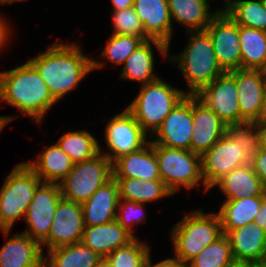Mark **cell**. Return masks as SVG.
Listing matches in <instances>:
<instances>
[{
  "label": "cell",
  "mask_w": 266,
  "mask_h": 267,
  "mask_svg": "<svg viewBox=\"0 0 266 267\" xmlns=\"http://www.w3.org/2000/svg\"><path fill=\"white\" fill-rule=\"evenodd\" d=\"M58 40L41 54L27 60L47 84L49 93L57 102L76 89L87 74L106 65L104 60L85 55L79 44Z\"/></svg>",
  "instance_id": "cell-1"
},
{
  "label": "cell",
  "mask_w": 266,
  "mask_h": 267,
  "mask_svg": "<svg viewBox=\"0 0 266 267\" xmlns=\"http://www.w3.org/2000/svg\"><path fill=\"white\" fill-rule=\"evenodd\" d=\"M0 101L11 105L41 125L45 115L58 103L47 84L27 61L14 69L0 71Z\"/></svg>",
  "instance_id": "cell-2"
},
{
  "label": "cell",
  "mask_w": 266,
  "mask_h": 267,
  "mask_svg": "<svg viewBox=\"0 0 266 267\" xmlns=\"http://www.w3.org/2000/svg\"><path fill=\"white\" fill-rule=\"evenodd\" d=\"M189 39L182 52L168 55L167 62L177 66L187 86V95H196L205 86L225 73L219 65L209 34L204 31L186 32Z\"/></svg>",
  "instance_id": "cell-3"
},
{
  "label": "cell",
  "mask_w": 266,
  "mask_h": 267,
  "mask_svg": "<svg viewBox=\"0 0 266 267\" xmlns=\"http://www.w3.org/2000/svg\"><path fill=\"white\" fill-rule=\"evenodd\" d=\"M169 232L174 247L173 257L185 265L223 235L218 213H205L200 208L186 213Z\"/></svg>",
  "instance_id": "cell-4"
},
{
  "label": "cell",
  "mask_w": 266,
  "mask_h": 267,
  "mask_svg": "<svg viewBox=\"0 0 266 267\" xmlns=\"http://www.w3.org/2000/svg\"><path fill=\"white\" fill-rule=\"evenodd\" d=\"M135 99L126 109L133 115L143 131L152 136L171 110L187 95L162 78L140 85Z\"/></svg>",
  "instance_id": "cell-5"
},
{
  "label": "cell",
  "mask_w": 266,
  "mask_h": 267,
  "mask_svg": "<svg viewBox=\"0 0 266 267\" xmlns=\"http://www.w3.org/2000/svg\"><path fill=\"white\" fill-rule=\"evenodd\" d=\"M41 183V179L25 161L13 167L0 188V230H12L17 220H24Z\"/></svg>",
  "instance_id": "cell-6"
},
{
  "label": "cell",
  "mask_w": 266,
  "mask_h": 267,
  "mask_svg": "<svg viewBox=\"0 0 266 267\" xmlns=\"http://www.w3.org/2000/svg\"><path fill=\"white\" fill-rule=\"evenodd\" d=\"M161 180L175 195L180 189L191 190L202 184L209 192L202 175L201 155L190 150L154 144Z\"/></svg>",
  "instance_id": "cell-7"
},
{
  "label": "cell",
  "mask_w": 266,
  "mask_h": 267,
  "mask_svg": "<svg viewBox=\"0 0 266 267\" xmlns=\"http://www.w3.org/2000/svg\"><path fill=\"white\" fill-rule=\"evenodd\" d=\"M112 178V163L100 152L92 159L73 164L59 183L61 196L82 204Z\"/></svg>",
  "instance_id": "cell-8"
},
{
  "label": "cell",
  "mask_w": 266,
  "mask_h": 267,
  "mask_svg": "<svg viewBox=\"0 0 266 267\" xmlns=\"http://www.w3.org/2000/svg\"><path fill=\"white\" fill-rule=\"evenodd\" d=\"M105 127L103 134L108 151L100 149V152L111 163L121 156L138 151L150 141V137L126 108L110 117Z\"/></svg>",
  "instance_id": "cell-9"
},
{
  "label": "cell",
  "mask_w": 266,
  "mask_h": 267,
  "mask_svg": "<svg viewBox=\"0 0 266 267\" xmlns=\"http://www.w3.org/2000/svg\"><path fill=\"white\" fill-rule=\"evenodd\" d=\"M61 199L59 184L42 182L27 208L24 217L27 229L22 233L41 245L49 236L52 220Z\"/></svg>",
  "instance_id": "cell-10"
},
{
  "label": "cell",
  "mask_w": 266,
  "mask_h": 267,
  "mask_svg": "<svg viewBox=\"0 0 266 267\" xmlns=\"http://www.w3.org/2000/svg\"><path fill=\"white\" fill-rule=\"evenodd\" d=\"M205 186L211 190L225 175L244 166V152L226 133L201 155Z\"/></svg>",
  "instance_id": "cell-11"
},
{
  "label": "cell",
  "mask_w": 266,
  "mask_h": 267,
  "mask_svg": "<svg viewBox=\"0 0 266 267\" xmlns=\"http://www.w3.org/2000/svg\"><path fill=\"white\" fill-rule=\"evenodd\" d=\"M192 126V95H186L166 116L150 141L156 145L191 151Z\"/></svg>",
  "instance_id": "cell-12"
},
{
  "label": "cell",
  "mask_w": 266,
  "mask_h": 267,
  "mask_svg": "<svg viewBox=\"0 0 266 267\" xmlns=\"http://www.w3.org/2000/svg\"><path fill=\"white\" fill-rule=\"evenodd\" d=\"M217 61L225 72L241 68L239 25L227 14H218L206 27Z\"/></svg>",
  "instance_id": "cell-13"
},
{
  "label": "cell",
  "mask_w": 266,
  "mask_h": 267,
  "mask_svg": "<svg viewBox=\"0 0 266 267\" xmlns=\"http://www.w3.org/2000/svg\"><path fill=\"white\" fill-rule=\"evenodd\" d=\"M226 125L240 123V109L235 78L225 72L195 95Z\"/></svg>",
  "instance_id": "cell-14"
},
{
  "label": "cell",
  "mask_w": 266,
  "mask_h": 267,
  "mask_svg": "<svg viewBox=\"0 0 266 267\" xmlns=\"http://www.w3.org/2000/svg\"><path fill=\"white\" fill-rule=\"evenodd\" d=\"M84 220L80 203L61 199L57 205L48 238L41 244L52 250L57 247L81 242Z\"/></svg>",
  "instance_id": "cell-15"
},
{
  "label": "cell",
  "mask_w": 266,
  "mask_h": 267,
  "mask_svg": "<svg viewBox=\"0 0 266 267\" xmlns=\"http://www.w3.org/2000/svg\"><path fill=\"white\" fill-rule=\"evenodd\" d=\"M229 73L236 82L240 123L256 122L266 89V71L240 68Z\"/></svg>",
  "instance_id": "cell-16"
},
{
  "label": "cell",
  "mask_w": 266,
  "mask_h": 267,
  "mask_svg": "<svg viewBox=\"0 0 266 267\" xmlns=\"http://www.w3.org/2000/svg\"><path fill=\"white\" fill-rule=\"evenodd\" d=\"M192 121L191 151L200 155L226 133L227 125L195 95H192Z\"/></svg>",
  "instance_id": "cell-17"
},
{
  "label": "cell",
  "mask_w": 266,
  "mask_h": 267,
  "mask_svg": "<svg viewBox=\"0 0 266 267\" xmlns=\"http://www.w3.org/2000/svg\"><path fill=\"white\" fill-rule=\"evenodd\" d=\"M154 48L165 60L168 58L170 51L164 42L156 39L143 41L122 64L123 69L119 78L130 82L136 81L141 85L157 80L159 75L154 73Z\"/></svg>",
  "instance_id": "cell-18"
},
{
  "label": "cell",
  "mask_w": 266,
  "mask_h": 267,
  "mask_svg": "<svg viewBox=\"0 0 266 267\" xmlns=\"http://www.w3.org/2000/svg\"><path fill=\"white\" fill-rule=\"evenodd\" d=\"M133 8L149 39L164 42L168 49L174 34L168 0H134Z\"/></svg>",
  "instance_id": "cell-19"
},
{
  "label": "cell",
  "mask_w": 266,
  "mask_h": 267,
  "mask_svg": "<svg viewBox=\"0 0 266 267\" xmlns=\"http://www.w3.org/2000/svg\"><path fill=\"white\" fill-rule=\"evenodd\" d=\"M6 243L0 248V267H44L41 245L22 232L10 235L11 230H1Z\"/></svg>",
  "instance_id": "cell-20"
},
{
  "label": "cell",
  "mask_w": 266,
  "mask_h": 267,
  "mask_svg": "<svg viewBox=\"0 0 266 267\" xmlns=\"http://www.w3.org/2000/svg\"><path fill=\"white\" fill-rule=\"evenodd\" d=\"M113 178L161 180L154 143L149 141L135 152L121 156L112 163Z\"/></svg>",
  "instance_id": "cell-21"
},
{
  "label": "cell",
  "mask_w": 266,
  "mask_h": 267,
  "mask_svg": "<svg viewBox=\"0 0 266 267\" xmlns=\"http://www.w3.org/2000/svg\"><path fill=\"white\" fill-rule=\"evenodd\" d=\"M225 235L234 260L253 264L266 256V231L255 222L229 230Z\"/></svg>",
  "instance_id": "cell-22"
},
{
  "label": "cell",
  "mask_w": 266,
  "mask_h": 267,
  "mask_svg": "<svg viewBox=\"0 0 266 267\" xmlns=\"http://www.w3.org/2000/svg\"><path fill=\"white\" fill-rule=\"evenodd\" d=\"M119 199L118 184L112 178L81 204L84 226H97L115 220Z\"/></svg>",
  "instance_id": "cell-23"
},
{
  "label": "cell",
  "mask_w": 266,
  "mask_h": 267,
  "mask_svg": "<svg viewBox=\"0 0 266 267\" xmlns=\"http://www.w3.org/2000/svg\"><path fill=\"white\" fill-rule=\"evenodd\" d=\"M134 238L115 219L102 225L85 226L81 242L100 256L107 257L112 251L127 245Z\"/></svg>",
  "instance_id": "cell-24"
},
{
  "label": "cell",
  "mask_w": 266,
  "mask_h": 267,
  "mask_svg": "<svg viewBox=\"0 0 266 267\" xmlns=\"http://www.w3.org/2000/svg\"><path fill=\"white\" fill-rule=\"evenodd\" d=\"M213 187L221 190V194L226 198L224 200L263 196L266 193V188L253 171L251 165H244L234 169L221 178Z\"/></svg>",
  "instance_id": "cell-25"
},
{
  "label": "cell",
  "mask_w": 266,
  "mask_h": 267,
  "mask_svg": "<svg viewBox=\"0 0 266 267\" xmlns=\"http://www.w3.org/2000/svg\"><path fill=\"white\" fill-rule=\"evenodd\" d=\"M25 163L42 182L56 184L66 177L74 164L56 142L44 148L36 159Z\"/></svg>",
  "instance_id": "cell-26"
},
{
  "label": "cell",
  "mask_w": 266,
  "mask_h": 267,
  "mask_svg": "<svg viewBox=\"0 0 266 267\" xmlns=\"http://www.w3.org/2000/svg\"><path fill=\"white\" fill-rule=\"evenodd\" d=\"M172 22L183 25L186 32L204 31L218 15L202 0H168Z\"/></svg>",
  "instance_id": "cell-27"
},
{
  "label": "cell",
  "mask_w": 266,
  "mask_h": 267,
  "mask_svg": "<svg viewBox=\"0 0 266 267\" xmlns=\"http://www.w3.org/2000/svg\"><path fill=\"white\" fill-rule=\"evenodd\" d=\"M263 201V196L242 197L240 199L225 200L217 211L223 234L254 222Z\"/></svg>",
  "instance_id": "cell-28"
},
{
  "label": "cell",
  "mask_w": 266,
  "mask_h": 267,
  "mask_svg": "<svg viewBox=\"0 0 266 267\" xmlns=\"http://www.w3.org/2000/svg\"><path fill=\"white\" fill-rule=\"evenodd\" d=\"M102 258L82 242L54 248L44 254V267H95Z\"/></svg>",
  "instance_id": "cell-29"
},
{
  "label": "cell",
  "mask_w": 266,
  "mask_h": 267,
  "mask_svg": "<svg viewBox=\"0 0 266 267\" xmlns=\"http://www.w3.org/2000/svg\"><path fill=\"white\" fill-rule=\"evenodd\" d=\"M119 188V198L147 204L174 195L162 180L114 178Z\"/></svg>",
  "instance_id": "cell-30"
},
{
  "label": "cell",
  "mask_w": 266,
  "mask_h": 267,
  "mask_svg": "<svg viewBox=\"0 0 266 267\" xmlns=\"http://www.w3.org/2000/svg\"><path fill=\"white\" fill-rule=\"evenodd\" d=\"M241 69L266 71V31L239 25Z\"/></svg>",
  "instance_id": "cell-31"
},
{
  "label": "cell",
  "mask_w": 266,
  "mask_h": 267,
  "mask_svg": "<svg viewBox=\"0 0 266 267\" xmlns=\"http://www.w3.org/2000/svg\"><path fill=\"white\" fill-rule=\"evenodd\" d=\"M56 143L73 163L92 159L101 149L98 140L87 130L67 132Z\"/></svg>",
  "instance_id": "cell-32"
},
{
  "label": "cell",
  "mask_w": 266,
  "mask_h": 267,
  "mask_svg": "<svg viewBox=\"0 0 266 267\" xmlns=\"http://www.w3.org/2000/svg\"><path fill=\"white\" fill-rule=\"evenodd\" d=\"M226 14L238 25L266 31V10L261 0H234Z\"/></svg>",
  "instance_id": "cell-33"
},
{
  "label": "cell",
  "mask_w": 266,
  "mask_h": 267,
  "mask_svg": "<svg viewBox=\"0 0 266 267\" xmlns=\"http://www.w3.org/2000/svg\"><path fill=\"white\" fill-rule=\"evenodd\" d=\"M226 134L236 144H239L241 151L244 152V164L251 165L261 151L257 124L255 122H243L227 125Z\"/></svg>",
  "instance_id": "cell-34"
},
{
  "label": "cell",
  "mask_w": 266,
  "mask_h": 267,
  "mask_svg": "<svg viewBox=\"0 0 266 267\" xmlns=\"http://www.w3.org/2000/svg\"><path fill=\"white\" fill-rule=\"evenodd\" d=\"M233 261L229 239L223 234L190 260L186 267H226Z\"/></svg>",
  "instance_id": "cell-35"
},
{
  "label": "cell",
  "mask_w": 266,
  "mask_h": 267,
  "mask_svg": "<svg viewBox=\"0 0 266 267\" xmlns=\"http://www.w3.org/2000/svg\"><path fill=\"white\" fill-rule=\"evenodd\" d=\"M135 237L127 245L112 251L107 258L114 267H144L151 254L150 245Z\"/></svg>",
  "instance_id": "cell-36"
},
{
  "label": "cell",
  "mask_w": 266,
  "mask_h": 267,
  "mask_svg": "<svg viewBox=\"0 0 266 267\" xmlns=\"http://www.w3.org/2000/svg\"><path fill=\"white\" fill-rule=\"evenodd\" d=\"M107 40V44L99 57L107 59L105 61H110L115 66L122 65L143 42L141 38L136 36L115 34H111Z\"/></svg>",
  "instance_id": "cell-37"
},
{
  "label": "cell",
  "mask_w": 266,
  "mask_h": 267,
  "mask_svg": "<svg viewBox=\"0 0 266 267\" xmlns=\"http://www.w3.org/2000/svg\"><path fill=\"white\" fill-rule=\"evenodd\" d=\"M111 24L113 26L112 34L132 35L141 38L143 41L149 40L133 7L112 11Z\"/></svg>",
  "instance_id": "cell-38"
},
{
  "label": "cell",
  "mask_w": 266,
  "mask_h": 267,
  "mask_svg": "<svg viewBox=\"0 0 266 267\" xmlns=\"http://www.w3.org/2000/svg\"><path fill=\"white\" fill-rule=\"evenodd\" d=\"M145 206L143 203L119 199L115 219L134 237H137L134 233L135 226L146 222Z\"/></svg>",
  "instance_id": "cell-39"
},
{
  "label": "cell",
  "mask_w": 266,
  "mask_h": 267,
  "mask_svg": "<svg viewBox=\"0 0 266 267\" xmlns=\"http://www.w3.org/2000/svg\"><path fill=\"white\" fill-rule=\"evenodd\" d=\"M253 171L262 181L266 188V151L261 150L255 157L254 162L251 164Z\"/></svg>",
  "instance_id": "cell-40"
},
{
  "label": "cell",
  "mask_w": 266,
  "mask_h": 267,
  "mask_svg": "<svg viewBox=\"0 0 266 267\" xmlns=\"http://www.w3.org/2000/svg\"><path fill=\"white\" fill-rule=\"evenodd\" d=\"M1 14V13H0ZM9 20L5 19L3 14L0 15V51L5 50L4 48L8 47V45L12 40L13 29L11 28ZM12 29V30H11ZM10 38V39H9ZM8 43V44H7Z\"/></svg>",
  "instance_id": "cell-41"
},
{
  "label": "cell",
  "mask_w": 266,
  "mask_h": 267,
  "mask_svg": "<svg viewBox=\"0 0 266 267\" xmlns=\"http://www.w3.org/2000/svg\"><path fill=\"white\" fill-rule=\"evenodd\" d=\"M144 267H186V265L174 257L163 259L154 264L152 263V256L150 254L144 264Z\"/></svg>",
  "instance_id": "cell-42"
},
{
  "label": "cell",
  "mask_w": 266,
  "mask_h": 267,
  "mask_svg": "<svg viewBox=\"0 0 266 267\" xmlns=\"http://www.w3.org/2000/svg\"><path fill=\"white\" fill-rule=\"evenodd\" d=\"M254 222L266 231V193L263 195V201Z\"/></svg>",
  "instance_id": "cell-43"
},
{
  "label": "cell",
  "mask_w": 266,
  "mask_h": 267,
  "mask_svg": "<svg viewBox=\"0 0 266 267\" xmlns=\"http://www.w3.org/2000/svg\"><path fill=\"white\" fill-rule=\"evenodd\" d=\"M134 0H111L112 11L133 7Z\"/></svg>",
  "instance_id": "cell-44"
},
{
  "label": "cell",
  "mask_w": 266,
  "mask_h": 267,
  "mask_svg": "<svg viewBox=\"0 0 266 267\" xmlns=\"http://www.w3.org/2000/svg\"><path fill=\"white\" fill-rule=\"evenodd\" d=\"M257 131H258L261 150L266 151V125L257 124Z\"/></svg>",
  "instance_id": "cell-45"
},
{
  "label": "cell",
  "mask_w": 266,
  "mask_h": 267,
  "mask_svg": "<svg viewBox=\"0 0 266 267\" xmlns=\"http://www.w3.org/2000/svg\"><path fill=\"white\" fill-rule=\"evenodd\" d=\"M256 124H265L266 125V89L264 93V98L261 105V110L258 116Z\"/></svg>",
  "instance_id": "cell-46"
},
{
  "label": "cell",
  "mask_w": 266,
  "mask_h": 267,
  "mask_svg": "<svg viewBox=\"0 0 266 267\" xmlns=\"http://www.w3.org/2000/svg\"><path fill=\"white\" fill-rule=\"evenodd\" d=\"M202 1H204L208 5L211 4L209 0H202ZM233 2H234V0H225V2H224L225 4L223 5L224 8L222 6V8L221 9L218 8L216 12L218 14H226L231 9V6H232Z\"/></svg>",
  "instance_id": "cell-47"
},
{
  "label": "cell",
  "mask_w": 266,
  "mask_h": 267,
  "mask_svg": "<svg viewBox=\"0 0 266 267\" xmlns=\"http://www.w3.org/2000/svg\"><path fill=\"white\" fill-rule=\"evenodd\" d=\"M18 118V116H6V115H1L0 116V132H2V130L4 129V127H6V125H8V123H10L11 121H13L14 119Z\"/></svg>",
  "instance_id": "cell-48"
},
{
  "label": "cell",
  "mask_w": 266,
  "mask_h": 267,
  "mask_svg": "<svg viewBox=\"0 0 266 267\" xmlns=\"http://www.w3.org/2000/svg\"><path fill=\"white\" fill-rule=\"evenodd\" d=\"M95 267H114L107 257H102Z\"/></svg>",
  "instance_id": "cell-49"
},
{
  "label": "cell",
  "mask_w": 266,
  "mask_h": 267,
  "mask_svg": "<svg viewBox=\"0 0 266 267\" xmlns=\"http://www.w3.org/2000/svg\"><path fill=\"white\" fill-rule=\"evenodd\" d=\"M226 267H252V264L234 260Z\"/></svg>",
  "instance_id": "cell-50"
},
{
  "label": "cell",
  "mask_w": 266,
  "mask_h": 267,
  "mask_svg": "<svg viewBox=\"0 0 266 267\" xmlns=\"http://www.w3.org/2000/svg\"><path fill=\"white\" fill-rule=\"evenodd\" d=\"M252 267H266V256L262 258L260 261L253 263Z\"/></svg>",
  "instance_id": "cell-51"
},
{
  "label": "cell",
  "mask_w": 266,
  "mask_h": 267,
  "mask_svg": "<svg viewBox=\"0 0 266 267\" xmlns=\"http://www.w3.org/2000/svg\"><path fill=\"white\" fill-rule=\"evenodd\" d=\"M17 1L23 2V1H27V0H2L1 5L13 4V3H16Z\"/></svg>",
  "instance_id": "cell-52"
},
{
  "label": "cell",
  "mask_w": 266,
  "mask_h": 267,
  "mask_svg": "<svg viewBox=\"0 0 266 267\" xmlns=\"http://www.w3.org/2000/svg\"><path fill=\"white\" fill-rule=\"evenodd\" d=\"M263 6H264V9L266 10V0H261Z\"/></svg>",
  "instance_id": "cell-53"
}]
</instances>
